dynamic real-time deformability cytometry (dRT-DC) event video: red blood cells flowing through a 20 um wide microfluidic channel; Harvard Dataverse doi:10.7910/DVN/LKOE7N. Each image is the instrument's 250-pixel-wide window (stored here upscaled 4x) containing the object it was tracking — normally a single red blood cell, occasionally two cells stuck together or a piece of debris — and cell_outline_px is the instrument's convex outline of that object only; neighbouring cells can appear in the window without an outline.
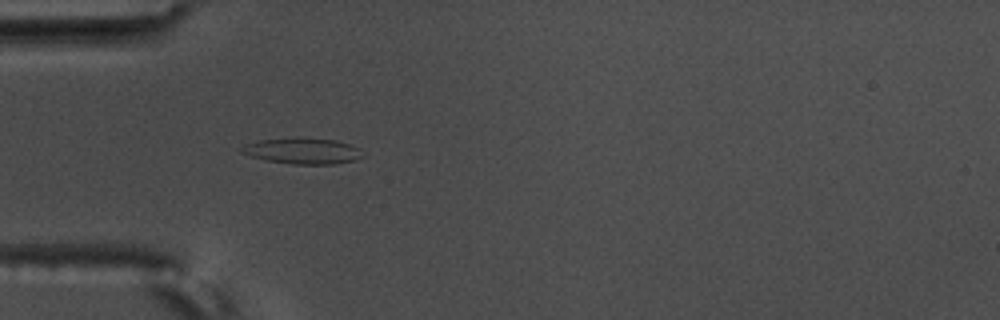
{"species": "common noctule bat (a hibernating species)", "species_latin": "Nyctalus noctula", "temperature_condition": "warm", "stored_images_in_passage": 5, "camera_frame_rate_fps": 3000, "um_per_image_px": 0.085, "animal": {"sex": "male", "body_mass_g": 17.5, "forearm_length_mm": 52.3}, "frame": {"image": 1, "passage_image": 5, "time_ms": 1.333, "image_size_px": [1000, 320], "cell_outline_px": [[368, 156], [356, 160], [336, 164], [292, 164], [264, 160], [240, 152], [240, 148], [244, 144], [260, 140], [296, 136], [336, 140], [360, 148]], "centroid_in_image_um": [25.77, 12.82], "position_along_channel_um": 59.2, "area_um2": 18.9}}